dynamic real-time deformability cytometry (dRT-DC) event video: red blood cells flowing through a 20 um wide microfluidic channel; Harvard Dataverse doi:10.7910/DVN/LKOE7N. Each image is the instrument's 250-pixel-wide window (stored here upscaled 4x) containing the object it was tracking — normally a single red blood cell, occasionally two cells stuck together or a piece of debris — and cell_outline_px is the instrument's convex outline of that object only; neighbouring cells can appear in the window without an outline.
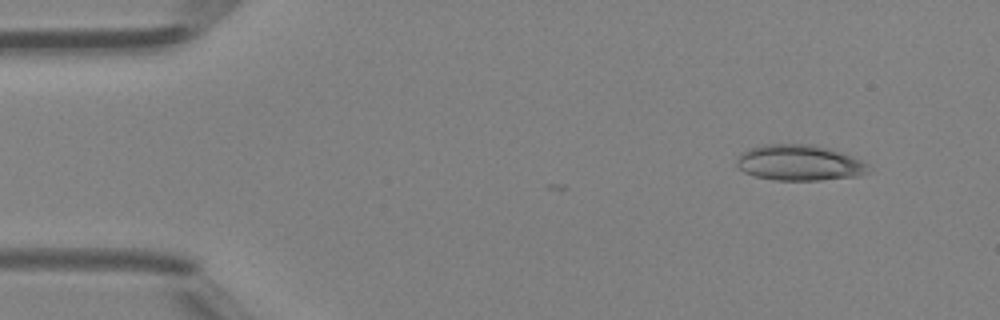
{"species": "Egyptian fruit bat (a non-hibernating species)", "species_latin": "Rousettus aegyptiacus", "temperature_condition": "room temperature", "stored_images_in_passage": 9, "camera_frame_rate_fps": 3000, "um_per_image_px": 0.085, "animal": {"sex": "female"}, "frame": {"image": 1, "passage_image": 5, "time_ms": 1.333, "image_size_px": [1000, 320], "cell_outline_px": [[868, 172], [856, 176], [820, 180], [776, 180], [756, 176], [744, 172], [736, 164], [736, 160], [748, 148], [764, 144], [808, 144], [828, 148], [852, 156], [868, 164]], "centroid_in_image_um": [67.93, 13.83], "position_along_channel_um": 17.1, "area_um2": 27.17}}